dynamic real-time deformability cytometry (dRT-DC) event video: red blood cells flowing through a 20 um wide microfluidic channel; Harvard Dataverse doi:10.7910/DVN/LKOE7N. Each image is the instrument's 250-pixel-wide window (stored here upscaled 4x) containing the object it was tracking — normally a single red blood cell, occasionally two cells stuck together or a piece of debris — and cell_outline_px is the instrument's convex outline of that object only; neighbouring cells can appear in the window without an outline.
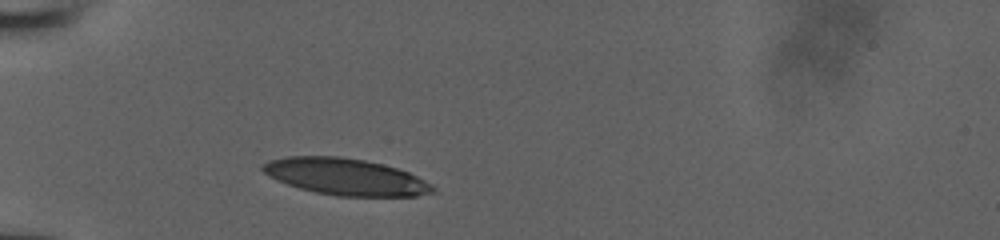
{"species": "human", "species_latin": "Homo sapiens", "temperature_condition": "room temperature", "stored_images_in_passage": 28, "camera_frame_rate_fps": 3000, "um_per_image_px": 0.085, "donor": {"sex": "male"}, "frame": {"image": 1, "passage_image": 1, "time_ms": 0.0, "image_size_px": [1000, 240], "cell_outline_px": [[436, 192], [416, 196], [336, 196], [316, 192], [300, 188], [276, 180], [268, 176], [260, 168], [260, 164], [268, 160], [288, 156], [340, 156], [364, 160], [396, 168], [408, 172], [432, 184], [436, 188]], "centroid_in_image_um": [29.35, 15.02], "position_along_channel_um": 55.7, "area_um2": 36.36}}
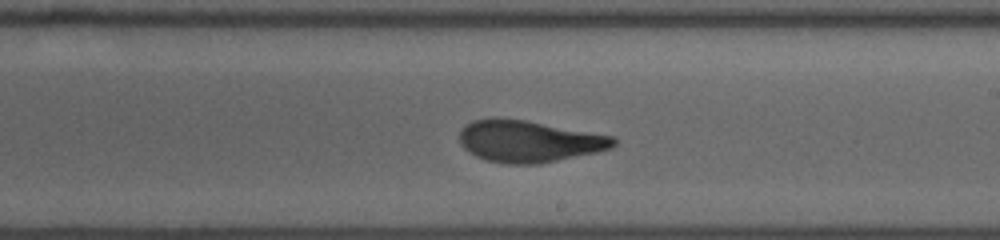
{"frame": {"image": 2, "passage_image": 16, "time_ms": 5.0, "image_size_px": [1000, 240], "cell_outline_px": [[616, 144], [612, 148], [596, 152], [540, 164], [504, 164], [484, 160], [468, 152], [460, 144], [460, 128], [472, 120], [524, 120], [616, 136]], "centroid_in_image_um": [44.98, 12.04], "position_along_channel_um": 244.0, "area_um2": 37.22}}
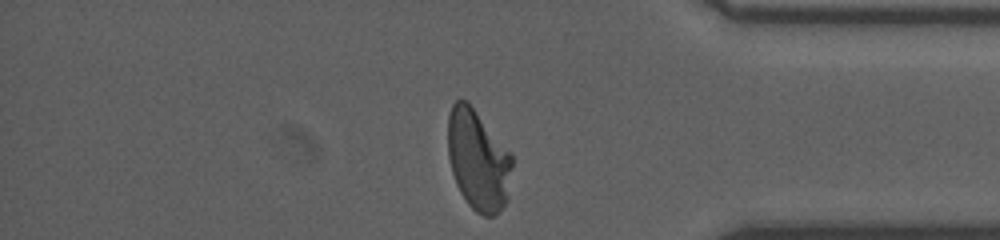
{"frame": {"image": 3, "passage_image": 28, "time_ms": 9.0, "image_size_px": [1000, 240], "cell_outline_px": [[512, 164], [508, 200], [492, 216], [484, 216], [476, 212], [468, 204], [460, 192], [456, 184], [452, 172], [448, 156], [448, 116], [452, 104], [456, 100], [468, 100], [512, 152]], "centroid_in_image_um": [40.64, 13.56], "position_along_channel_um": 394.6, "area_um2": 38.09}}